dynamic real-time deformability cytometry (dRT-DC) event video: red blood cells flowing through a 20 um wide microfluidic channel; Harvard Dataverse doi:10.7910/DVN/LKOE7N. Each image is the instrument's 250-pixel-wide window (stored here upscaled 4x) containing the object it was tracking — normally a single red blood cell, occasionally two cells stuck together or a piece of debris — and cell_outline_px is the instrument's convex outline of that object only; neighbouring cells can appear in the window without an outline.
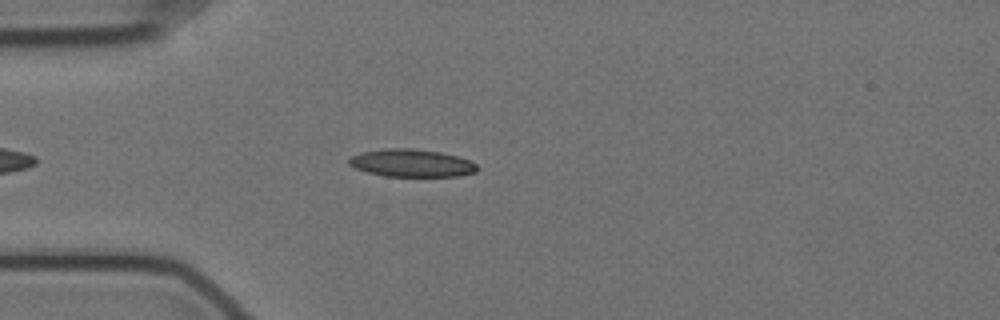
{"species": "Egyptian fruit bat (a non-hibernating species)", "species_latin": "Rousettus aegyptiacus", "temperature_condition": "cold", "stored_images_in_passage": 43, "camera_frame_rate_fps": 3000, "um_per_image_px": 0.085, "animal": {"sex": "female"}, "frame": {"image": 1, "passage_image": 7, "time_ms": 2.0, "image_size_px": [1000, 320], "cell_outline_px": [[476, 172], [460, 176], [384, 176], [368, 172], [356, 168], [348, 164], [348, 160], [352, 156], [360, 152], [384, 148], [416, 148], [440, 152], [456, 156], [468, 160], [476, 164]], "centroid_in_image_um": [34.96, 13.85], "position_along_channel_um": 50.0, "area_um2": 20.63}}
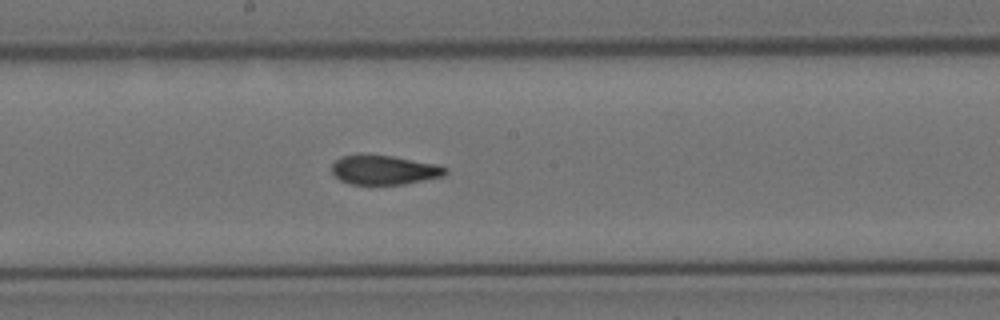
{"frame": {"image": 2, "passage_image": 22, "time_ms": 7.0, "image_size_px": [1000, 320], "cell_outline_px": [[448, 172], [444, 176], [404, 184], [348, 184], [340, 180], [332, 172], [332, 164], [340, 156], [392, 156], [436, 164], [448, 168]], "centroid_in_image_um": [32.68, 14.46], "position_along_channel_um": 215.5, "area_um2": 19.07}}
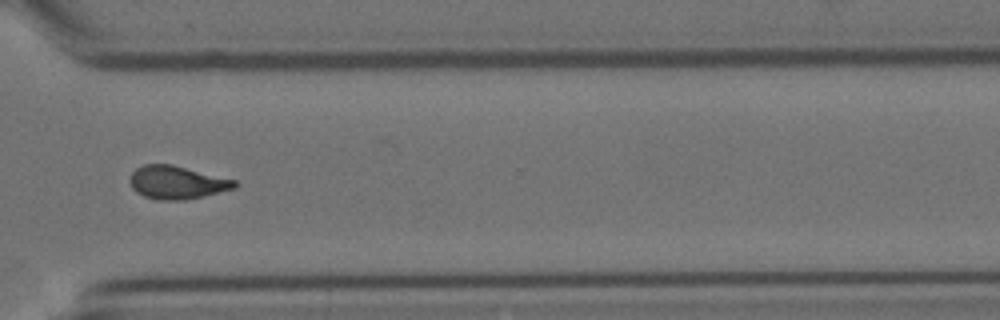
{"frame": {"image": 3, "passage_image": 34, "time_ms": 11.0, "image_size_px": [1000, 320], "cell_outline_px": [[240, 184], [236, 188], [204, 196], [184, 200], [156, 200], [144, 196], [136, 192], [132, 188], [128, 180], [132, 172], [136, 168], [144, 164], [172, 164], [236, 180]], "centroid_in_image_um": [15.04, 15.51], "position_along_channel_um": 355.6, "area_um2": 20.46}, "authors_computed_cell_mechanics": {"area_um2": 20.3456, "velocity_mm_per_s": 3.5069, "shape_relaxation_time_tau1_ms": 7.9282, "shape_relaxation_time_tau2_ms": 1.9885, "deformation_change_tau1": 0.2051, "deformation_change_tau2": 0.0857}}